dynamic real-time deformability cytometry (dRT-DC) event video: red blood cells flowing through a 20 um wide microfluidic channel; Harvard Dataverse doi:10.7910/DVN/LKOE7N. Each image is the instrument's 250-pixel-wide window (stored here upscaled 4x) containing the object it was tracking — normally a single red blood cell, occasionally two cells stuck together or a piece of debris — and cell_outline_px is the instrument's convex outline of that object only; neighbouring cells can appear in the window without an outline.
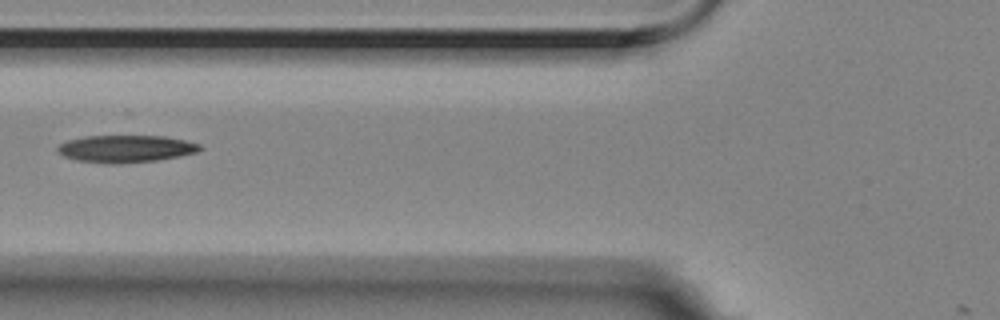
{"species": "Egyptian fruit bat (a non-hibernating species)", "species_latin": "Rousettus aegyptiacus", "temperature_condition": "room temperature", "stored_images_in_passage": 9, "camera_frame_rate_fps": 3000, "um_per_image_px": 0.085, "animal": {"sex": "female"}, "frame": {"image": 1, "passage_image": 6, "time_ms": 1.667, "image_size_px": [1000, 320], "cell_outline_px": [[204, 148], [196, 152], [180, 156], [156, 160], [76, 160], [64, 156], [56, 148], [60, 144], [68, 140], [84, 136], [164, 136], [184, 140], [200, 144]], "centroid_in_image_um": [10.76, 12.58], "position_along_channel_um": 115.0, "area_um2": 21.27}}
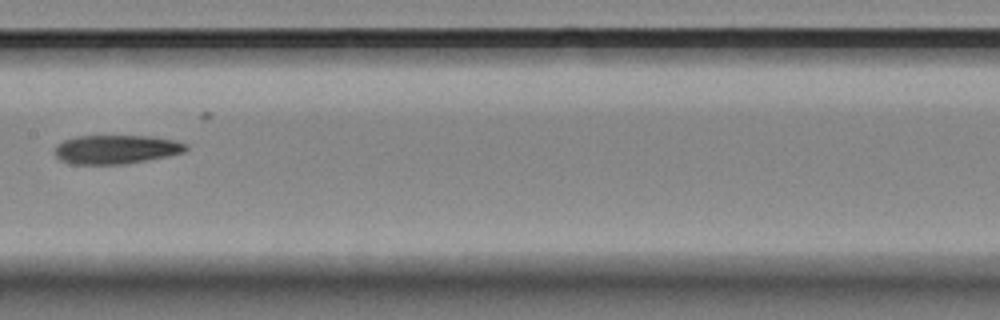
{"frame": {"image": 2, "passage_image": 8, "time_ms": 2.333, "image_size_px": [1000, 320], "cell_outline_px": [[188, 148], [184, 152], [168, 156], [124, 164], [72, 164], [60, 160], [56, 156], [56, 144], [64, 140], [76, 136], [148, 136], [172, 140], [184, 144]], "centroid_in_image_um": [9.83, 12.7], "position_along_channel_um": 197.6, "area_um2": 21.85}}
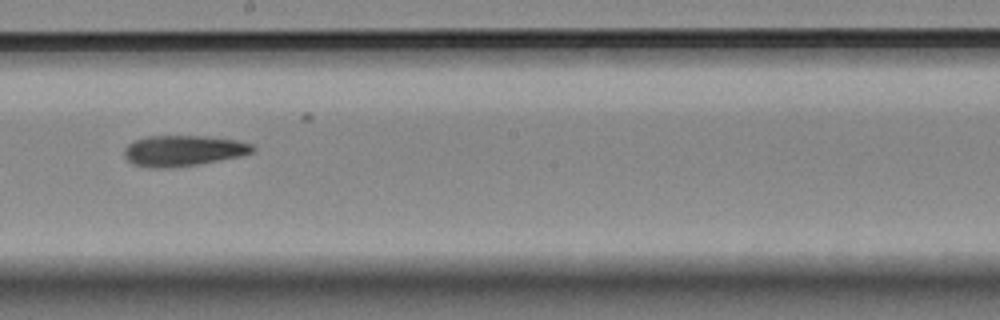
{"frame": {"image": 3, "passage_image": 9, "time_ms": 2.667, "image_size_px": [1000, 320], "cell_outline_px": [[256, 148], [252, 152], [240, 156], [196, 164], [172, 168], [148, 168], [132, 164], [124, 156], [124, 148], [128, 144], [136, 140], [148, 136], [204, 136], [236, 140], [252, 144]], "centroid_in_image_um": [15.54, 12.81], "position_along_channel_um": 232.7, "area_um2": 22.95}}